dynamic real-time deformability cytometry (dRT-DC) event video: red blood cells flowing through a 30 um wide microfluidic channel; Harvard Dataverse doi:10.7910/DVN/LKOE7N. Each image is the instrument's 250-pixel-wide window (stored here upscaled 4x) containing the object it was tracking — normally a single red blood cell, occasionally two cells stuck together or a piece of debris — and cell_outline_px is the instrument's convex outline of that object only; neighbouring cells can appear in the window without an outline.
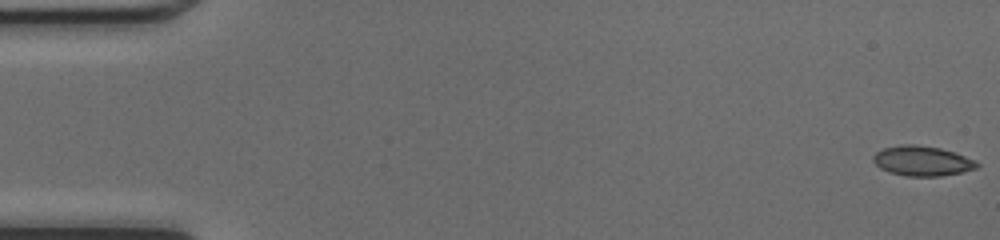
{"species": "common noctule bat (a hibernating species)", "species_latin": "Nyctalus noctula", "temperature_condition": "cold", "stored_images_in_passage": 49, "camera_frame_rate_fps": 3000, "um_per_image_px": 0.085, "animal": {"sex": "female", "body_mass_g": 17.0, "forearm_length_mm": 48.0}, "frame": {"image": 1, "passage_image": 1, "time_ms": 0.0, "image_size_px": [1000, 240], "cell_outline_px": [[980, 164], [976, 168], [960, 172], [940, 176], [908, 176], [892, 172], [880, 168], [872, 160], [872, 156], [876, 152], [884, 148], [904, 144], [912, 144], [940, 148], [976, 160]], "centroid_in_image_um": [78.38, 13.67], "position_along_channel_um": 6.6, "area_um2": 17.8}}
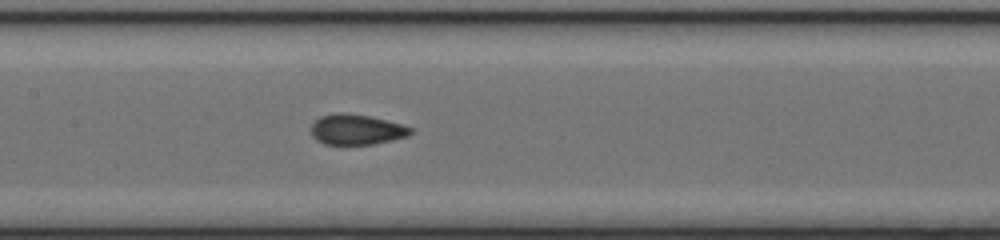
{"frame": {"image": 2, "passage_image": 24, "time_ms": 7.667, "image_size_px": [1000, 240], "cell_outline_px": [[412, 132], [408, 136], [392, 140], [372, 144], [324, 144], [316, 140], [312, 136], [312, 124], [320, 116], [336, 112], [344, 112], [368, 116], [400, 124], [412, 128]], "centroid_in_image_um": [30.27, 11.01], "position_along_channel_um": 177.1, "area_um2": 17.46}}
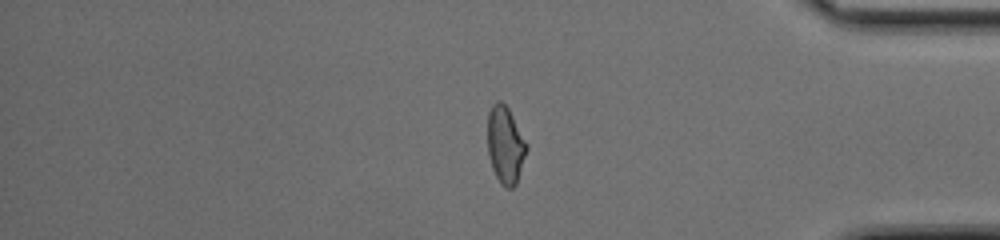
{"frame": {"image": 3, "passage_image": 41, "time_ms": 13.333, "image_size_px": [1000, 240], "cell_outline_px": [[528, 148], [516, 184], [512, 188], [508, 188], [500, 184], [492, 168], [488, 156], [488, 112], [492, 104], [496, 100], [500, 100], [508, 108], [528, 144]], "centroid_in_image_um": [42.95, 12.31], "position_along_channel_um": 392.2, "area_um2": 17.63}, "authors_computed_cell_mechanics": {"area_um2": 17.5134, "velocity_mm_per_s": 4.2666, "shape_relaxation_time_tau1_ms": 10.6259, "shape_relaxation_time_tau2_ms": 0.6383, "deformation_change_tau1": 0.2371, "deformation_change_tau2": 0.059}}